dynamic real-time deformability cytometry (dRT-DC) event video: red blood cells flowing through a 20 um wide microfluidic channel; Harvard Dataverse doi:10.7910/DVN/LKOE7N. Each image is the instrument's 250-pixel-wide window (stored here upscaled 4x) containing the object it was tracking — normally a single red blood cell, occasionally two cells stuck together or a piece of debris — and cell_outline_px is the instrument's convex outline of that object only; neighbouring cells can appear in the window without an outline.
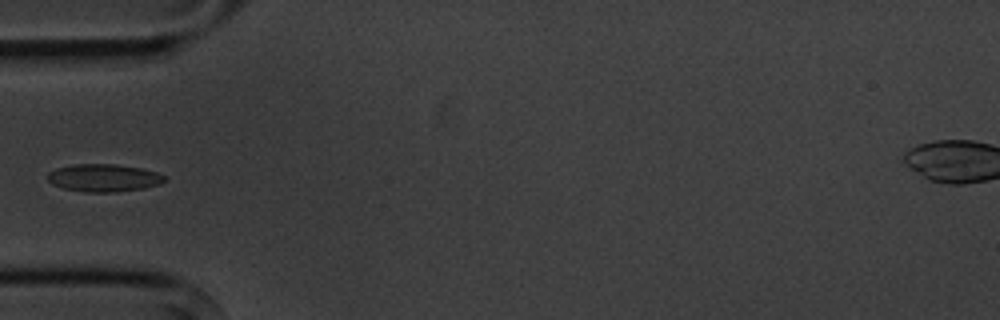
{"species": "common noctule bat (a hibernating species)", "species_latin": "Nyctalus noctula", "temperature_condition": "cold", "stored_images_in_passage": 2, "camera_frame_rate_fps": 3000, "um_per_image_px": 0.085, "animal": {"sex": "male", "body_mass_g": 20.1, "forearm_length_mm": 53.5}, "frame": {"image": 1, "passage_image": 2, "time_ms": 1.0, "image_size_px": [1000, 320], "cell_outline_px": [[164, 180], [160, 184], [144, 188], [116, 192], [84, 192], [64, 188], [52, 184], [48, 180], [48, 172], [56, 168], [72, 164], [116, 164], [140, 168], [156, 172], [164, 176]], "centroid_in_image_um": [8.79, 15.11], "position_along_channel_um": 76.2, "area_um2": 18.79}}